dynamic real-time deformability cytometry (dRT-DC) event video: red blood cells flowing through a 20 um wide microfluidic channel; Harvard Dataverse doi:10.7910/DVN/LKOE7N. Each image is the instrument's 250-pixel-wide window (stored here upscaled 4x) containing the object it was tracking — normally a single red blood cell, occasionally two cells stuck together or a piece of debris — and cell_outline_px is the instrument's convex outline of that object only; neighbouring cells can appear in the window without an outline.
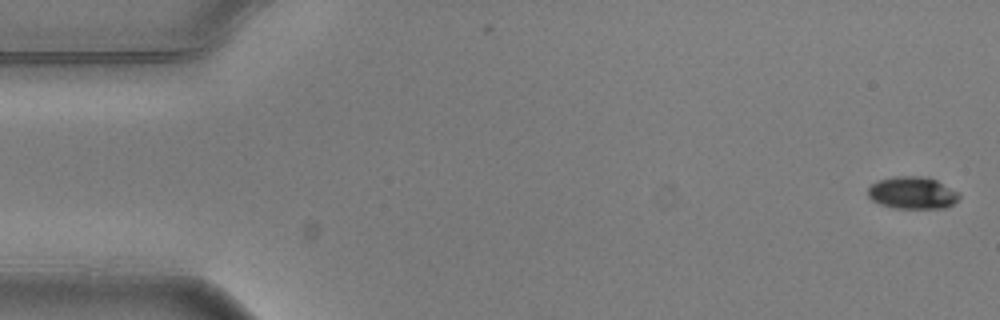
{"species": "common noctule bat (a hibernating species)", "species_latin": "Nyctalus noctula", "temperature_condition": "warm", "stored_images_in_passage": 7, "camera_frame_rate_fps": 3000, "um_per_image_px": 0.085, "animal": {"sex": "male", "body_mass_g": 20.5, "forearm_length_mm": 52.5}, "frame": {"image": 1, "passage_image": 1, "time_ms": 0.0, "image_size_px": [1000, 320], "cell_outline_px": [[960, 196], [952, 204], [944, 208], [896, 208], [880, 204], [872, 200], [868, 196], [868, 188], [876, 180], [892, 176], [928, 176], [960, 192]], "centroid_in_image_um": [77.55, 16.37], "position_along_channel_um": 7.5, "area_um2": 17.28}}
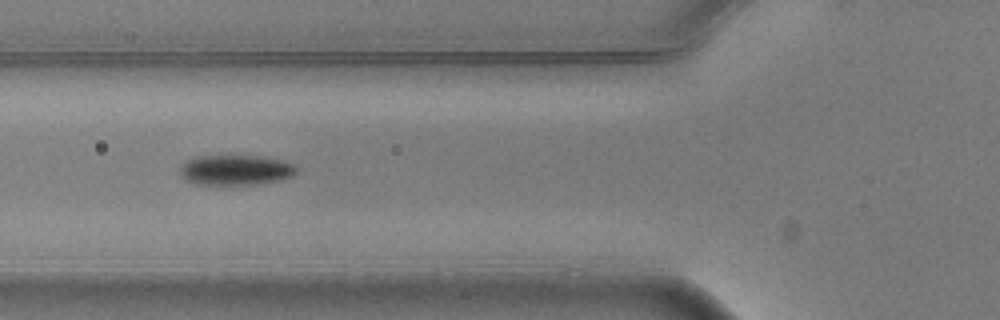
{"frame": {"image": 2, "passage_image": 6, "time_ms": 1.667, "image_size_px": [1000, 320], "cell_outline_px": [[300, 168], [292, 176], [280, 180], [260, 184], [192, 184], [184, 180], [180, 176], [180, 168], [188, 160], [196, 156], [260, 156], [284, 160]], "centroid_in_image_um": [20.04, 14.45], "position_along_channel_um": 105.8, "area_um2": 20.63}}
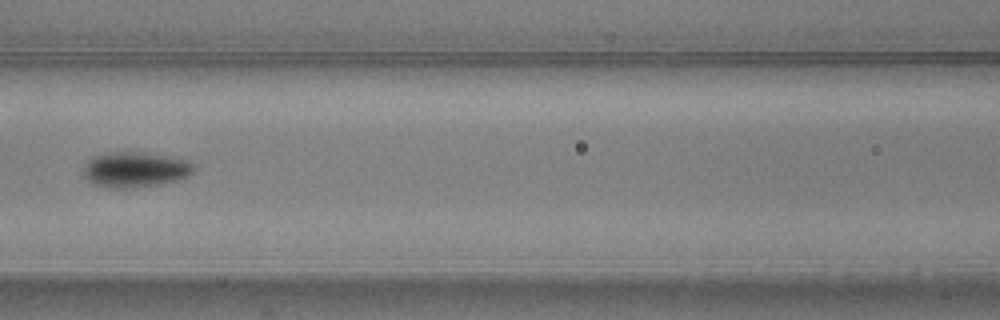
{"frame": {"image": 3, "passage_image": 7, "time_ms": 2.0, "image_size_px": [1000, 320], "cell_outline_px": [[196, 168], [188, 176], [176, 180], [160, 184], [128, 188], [108, 188], [92, 184], [84, 176], [84, 164], [88, 160], [96, 156], [112, 152], [144, 152], [184, 160], [192, 164]], "centroid_in_image_um": [11.45, 14.43], "position_along_channel_um": 155.2, "area_um2": 22.48}}